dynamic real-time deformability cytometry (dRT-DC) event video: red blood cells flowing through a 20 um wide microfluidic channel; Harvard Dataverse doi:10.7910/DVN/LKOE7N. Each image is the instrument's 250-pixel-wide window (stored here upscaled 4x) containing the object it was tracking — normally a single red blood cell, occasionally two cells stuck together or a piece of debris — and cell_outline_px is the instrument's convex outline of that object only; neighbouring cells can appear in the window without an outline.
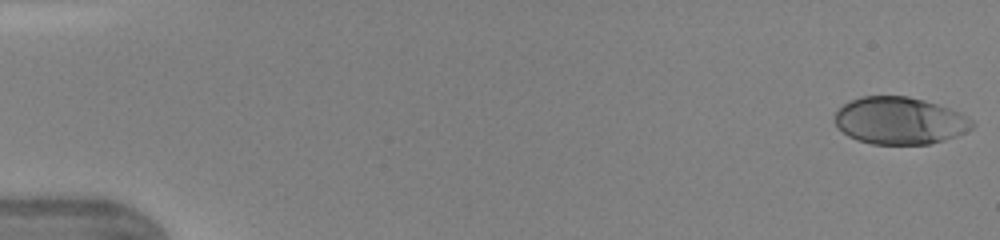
{"species": "human", "species_latin": "Homo sapiens", "temperature_condition": "warm", "stored_images_in_passage": 46, "camera_frame_rate_fps": 3000, "um_per_image_px": 0.085, "donor": {"sex": "female"}, "frame": {"image": 1, "passage_image": 1, "time_ms": 0.0, "image_size_px": [1000, 240], "cell_outline_px": [[976, 124], [972, 128], [956, 136], [944, 140], [928, 144], [872, 144], [856, 140], [848, 136], [836, 124], [836, 112], [844, 104], [860, 96], [908, 96], [924, 100], [960, 112], [972, 120]], "centroid_in_image_um": [76.49, 10.26], "position_along_channel_um": 8.5, "area_um2": 37.63}}
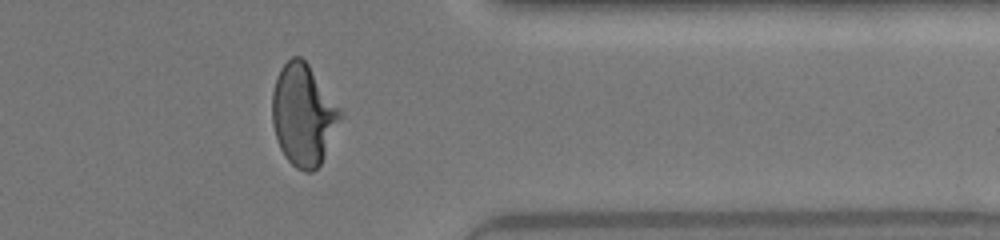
{"frame": {"image": 2, "passage_image": 38, "time_ms": 12.333, "image_size_px": [1000, 240], "cell_outline_px": [[344, 116], [320, 164], [312, 172], [304, 172], [296, 168], [284, 156], [280, 148], [272, 124], [272, 92], [276, 76], [280, 68], [292, 56], [300, 56], [308, 64], [344, 112]], "centroid_in_image_um": [25.79, 9.76], "position_along_channel_um": 385.6, "area_um2": 40.58}}
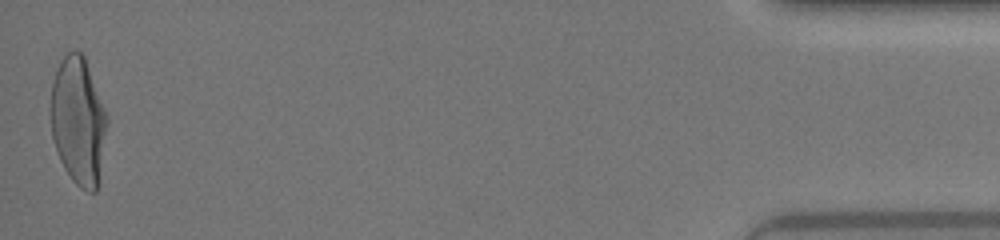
{"frame": {"image": 3, "passage_image": 46, "time_ms": 15.0, "image_size_px": [1000, 240], "cell_outline_px": [[108, 120], [96, 192], [88, 192], [80, 188], [72, 180], [64, 168], [60, 160], [52, 136], [48, 112], [52, 84], [60, 60], [68, 52], [80, 52], [84, 56], [108, 116]], "centroid_in_image_um": [6.62, 10.28], "position_along_channel_um": 428.6, "area_um2": 41.96}, "authors_computed_cell_mechanics": {"area_um2": 38.6971, "velocity_mm_per_s": 4.3896, "shape_relaxation_time_tau1_ms": 3.7357, "shape_relaxation_time_tau2_ms": null, "deformation_change_tau1": 0.2033, "deformation_change_tau2": null}}